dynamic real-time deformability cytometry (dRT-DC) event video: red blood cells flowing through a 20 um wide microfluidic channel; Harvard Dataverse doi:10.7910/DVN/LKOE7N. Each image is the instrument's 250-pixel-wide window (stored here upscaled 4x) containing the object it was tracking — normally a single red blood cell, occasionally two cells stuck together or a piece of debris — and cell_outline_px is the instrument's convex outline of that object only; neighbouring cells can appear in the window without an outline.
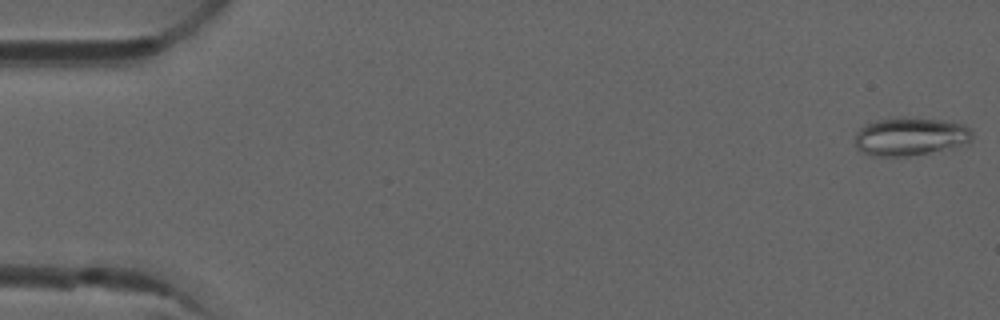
{"species": "common noctule bat (a hibernating species)", "species_latin": "Nyctalus noctula", "temperature_condition": "room temperature", "stored_images_in_passage": 5, "camera_frame_rate_fps": 3000, "um_per_image_px": 0.085, "animal": {"sex": "male", "forearm_length_mm": 52.5}, "frame": {"image": 1, "passage_image": 1, "time_ms": 0.0, "image_size_px": [1000, 320], "cell_outline_px": [[972, 140], [968, 144], [952, 148], [908, 156], [872, 156], [860, 152], [856, 148], [856, 132], [864, 124], [876, 120], [904, 116], [944, 120], [964, 124], [972, 128]], "centroid_in_image_um": [77.4, 11.59], "position_along_channel_um": 7.6, "area_um2": 26.7}}